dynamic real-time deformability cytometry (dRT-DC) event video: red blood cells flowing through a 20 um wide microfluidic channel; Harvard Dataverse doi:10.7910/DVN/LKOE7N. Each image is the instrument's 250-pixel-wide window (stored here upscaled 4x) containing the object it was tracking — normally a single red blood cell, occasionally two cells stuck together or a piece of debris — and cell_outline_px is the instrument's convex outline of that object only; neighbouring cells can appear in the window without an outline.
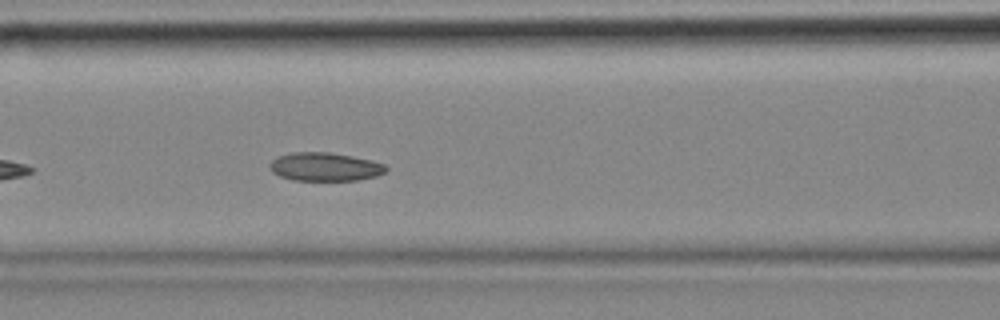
{"species": "common noctule bat (a hibernating species)", "species_latin": "Nyctalus noctula", "temperature_condition": "cold", "stored_images_in_passage": 13, "camera_frame_rate_fps": 3000, "um_per_image_px": 0.085, "animal": {"sex": "female", "body_mass_g": 18.4}, "frame": {"image": 1, "passage_image": 10, "time_ms": 3.0, "image_size_px": [1000, 320], "cell_outline_px": [[388, 172], [376, 176], [360, 180], [292, 180], [280, 176], [272, 172], [268, 164], [272, 160], [280, 156], [292, 152], [328, 152], [352, 156], [372, 160], [384, 164], [388, 168]], "centroid_in_image_um": [27.65, 14.18], "position_along_channel_um": 139.0, "area_um2": 19.36}}